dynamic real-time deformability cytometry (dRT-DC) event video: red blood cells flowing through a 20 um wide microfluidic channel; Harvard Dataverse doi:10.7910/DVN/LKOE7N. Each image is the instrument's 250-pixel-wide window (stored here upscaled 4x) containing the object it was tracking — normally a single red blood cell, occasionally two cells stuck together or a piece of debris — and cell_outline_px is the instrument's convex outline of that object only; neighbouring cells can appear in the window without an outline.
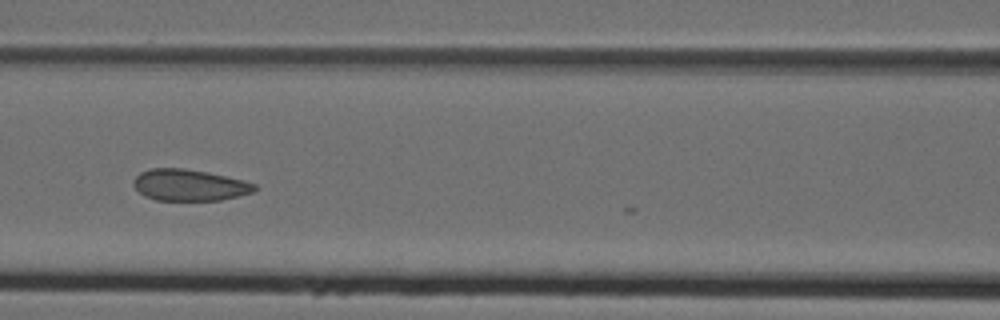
{"species": "Egyptian fruit bat (a non-hibernating species)", "species_latin": "Rousettus aegyptiacus", "temperature_condition": "cold", "stored_images_in_passage": 22, "camera_frame_rate_fps": 3000, "um_per_image_px": 0.085, "animal": {"sex": "female"}, "frame": {"image": 1, "passage_image": 21, "time_ms": 6.667, "image_size_px": [1000, 320], "cell_outline_px": [[260, 188], [252, 192], [220, 200], [156, 200], [144, 196], [132, 184], [132, 180], [140, 172], [148, 168], [184, 168], [208, 172], [244, 180], [256, 184]], "centroid_in_image_um": [16.08, 15.72], "position_along_channel_um": 150.5, "area_um2": 22.31}}